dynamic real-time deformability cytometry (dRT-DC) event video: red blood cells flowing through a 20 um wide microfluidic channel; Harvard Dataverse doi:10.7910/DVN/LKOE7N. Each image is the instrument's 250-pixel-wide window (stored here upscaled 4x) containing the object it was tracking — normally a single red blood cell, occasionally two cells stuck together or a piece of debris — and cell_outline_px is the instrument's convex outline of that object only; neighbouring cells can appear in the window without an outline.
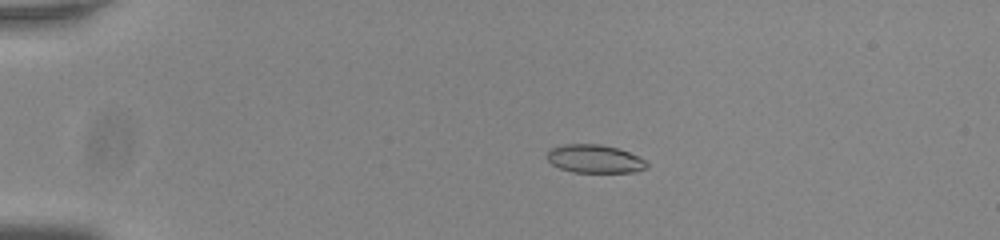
{"species": "common noctule bat (a hibernating species)", "species_latin": "Nyctalus noctula", "temperature_condition": "room temperature", "stored_images_in_passage": 51, "camera_frame_rate_fps": 3000, "um_per_image_px": 0.085, "animal": {"sex": "male", "body_mass_g": 20.0, "forearm_length_mm": 53.3}, "frame": {"image": 1, "passage_image": 8, "time_ms": 2.333, "image_size_px": [1000, 240], "cell_outline_px": [[648, 164], [644, 168], [636, 172], [572, 172], [560, 168], [552, 164], [548, 160], [548, 152], [552, 148], [564, 144], [600, 144], [616, 148], [640, 156]], "centroid_in_image_um": [50.55, 13.5], "position_along_channel_um": 34.4, "area_um2": 16.24}}
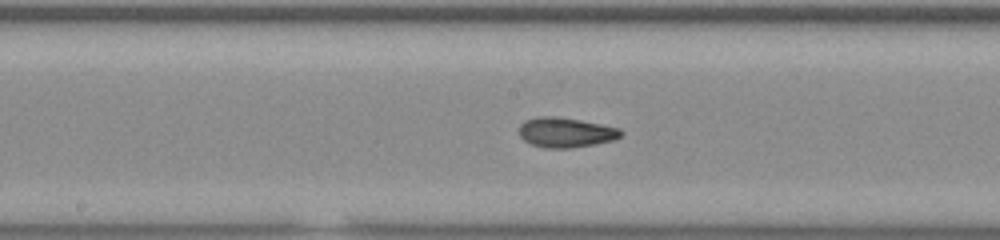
{"frame": {"image": 2, "passage_image": 26, "time_ms": 8.333, "image_size_px": [1000, 240], "cell_outline_px": [[624, 132], [616, 140], [596, 144], [568, 148], [544, 148], [532, 144], [524, 140], [520, 136], [520, 124], [524, 120], [540, 116], [552, 116], [580, 120], [620, 128]], "centroid_in_image_um": [48.11, 11.26], "position_along_channel_um": 200.1, "area_um2": 17.74}}
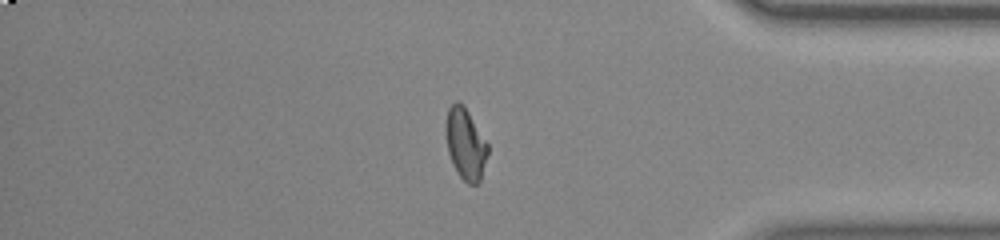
{"frame": {"image": 3, "passage_image": 43, "time_ms": 14.0, "image_size_px": [1000, 240], "cell_outline_px": [[488, 152], [480, 180], [476, 184], [468, 184], [456, 172], [452, 164], [448, 152], [444, 128], [444, 124], [448, 108], [456, 100], [468, 112], [488, 144]], "centroid_in_image_um": [39.53, 12.24], "position_along_channel_um": 395.7, "area_um2": 17.34}, "authors_computed_cell_mechanics": {"area_um2": 17.3978, "velocity_mm_per_s": 3.8044, "shape_relaxation_time_tau1_ms": null, "shape_relaxation_time_tau2_ms": 1.3695, "deformation_change_tau1": null, "deformation_change_tau2": 0.073}}